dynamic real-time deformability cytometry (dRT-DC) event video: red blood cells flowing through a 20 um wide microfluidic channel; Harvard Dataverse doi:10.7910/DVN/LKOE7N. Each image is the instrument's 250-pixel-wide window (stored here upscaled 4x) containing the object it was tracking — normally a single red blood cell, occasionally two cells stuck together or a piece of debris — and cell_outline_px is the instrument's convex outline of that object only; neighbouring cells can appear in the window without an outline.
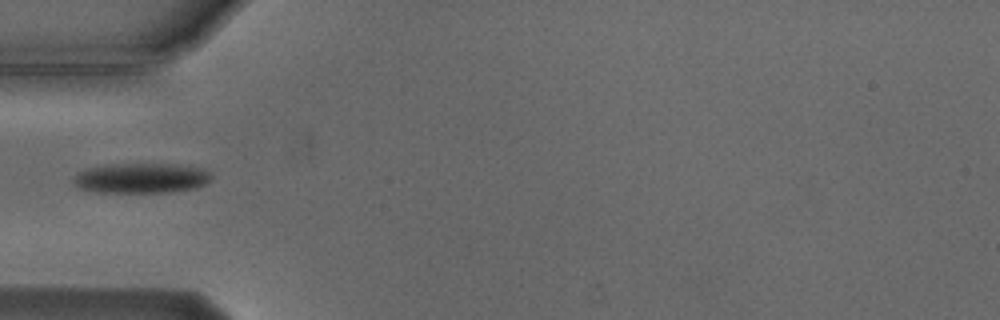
{"species": "Egyptian fruit bat (a non-hibernating species)", "species_latin": "Rousettus aegyptiacus", "temperature_condition": "cold", "stored_images_in_passage": 5, "camera_frame_rate_fps": 3000, "um_per_image_px": 0.085, "animal": {"sex": "male"}, "frame": {"image": 1, "passage_image": 5, "time_ms": 4.667, "image_size_px": [1000, 320], "cell_outline_px": [[212, 176], [204, 184], [196, 188], [168, 192], [100, 192], [80, 188], [72, 180], [72, 176], [76, 172], [88, 168], [104, 164], [188, 164], [204, 168]], "centroid_in_image_um": [12.0, 15.12], "position_along_channel_um": 73.0, "area_um2": 24.39}}